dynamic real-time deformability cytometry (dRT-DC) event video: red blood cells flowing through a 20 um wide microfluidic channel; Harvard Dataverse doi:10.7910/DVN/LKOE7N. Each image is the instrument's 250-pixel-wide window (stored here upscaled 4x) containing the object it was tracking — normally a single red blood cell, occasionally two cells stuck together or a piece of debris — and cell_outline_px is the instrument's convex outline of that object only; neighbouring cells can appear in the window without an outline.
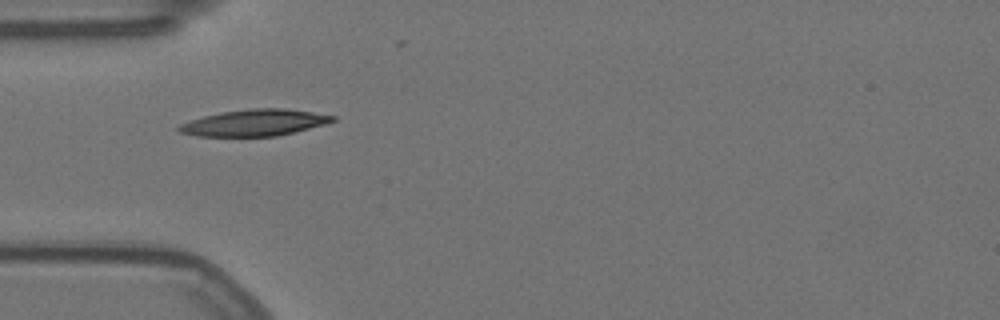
{"species": "Egyptian fruit bat (a non-hibernating species)", "species_latin": "Rousettus aegyptiacus", "temperature_condition": "warm", "stored_images_in_passage": 11, "camera_frame_rate_fps": 3000, "um_per_image_px": 0.085, "animal": {"sex": "female"}, "frame": {"image": 1, "passage_image": 1, "time_ms": 0.0, "image_size_px": [1000, 320], "cell_outline_px": [[336, 120], [328, 124], [276, 136], [196, 136], [180, 132], [176, 128], [180, 124], [188, 120], [220, 112], [252, 108], [284, 108], [312, 112], [336, 116]], "centroid_in_image_um": [21.64, 10.43], "position_along_channel_um": 63.4, "area_um2": 23.81}}